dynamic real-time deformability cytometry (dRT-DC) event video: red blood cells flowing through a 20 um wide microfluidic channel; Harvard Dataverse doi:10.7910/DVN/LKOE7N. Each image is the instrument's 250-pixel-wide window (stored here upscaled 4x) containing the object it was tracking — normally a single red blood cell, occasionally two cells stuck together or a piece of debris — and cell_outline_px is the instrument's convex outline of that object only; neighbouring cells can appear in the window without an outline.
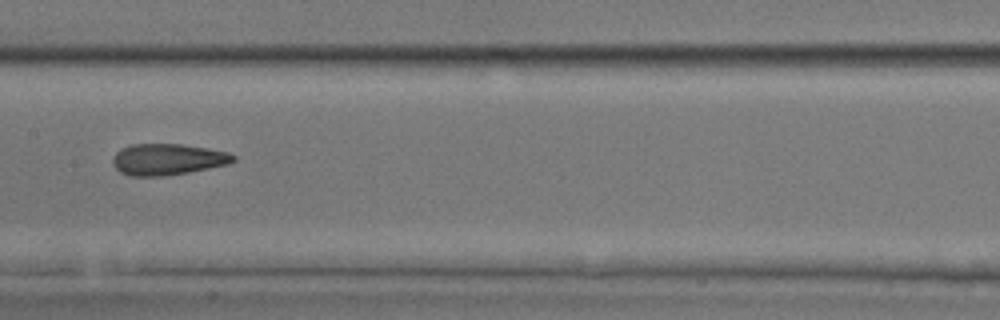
{"species": "common noctule bat (a hibernating species)", "species_latin": "Nyctalus noctula", "temperature_condition": "room temperature", "stored_images_in_passage": 23, "camera_frame_rate_fps": 3000, "um_per_image_px": 0.085, "animal": {"sex": "male", "body_mass_g": 17.9, "forearm_length_mm": 54.2}, "frame": {"image": 1, "passage_image": 12, "time_ms": 3.667, "image_size_px": [1000, 320], "cell_outline_px": [[236, 160], [228, 164], [188, 172], [160, 176], [132, 176], [120, 172], [112, 164], [112, 156], [120, 148], [132, 144], [180, 144], [208, 148], [228, 152], [236, 156]], "centroid_in_image_um": [14.22, 13.54], "position_along_channel_um": 193.2, "area_um2": 22.02}}
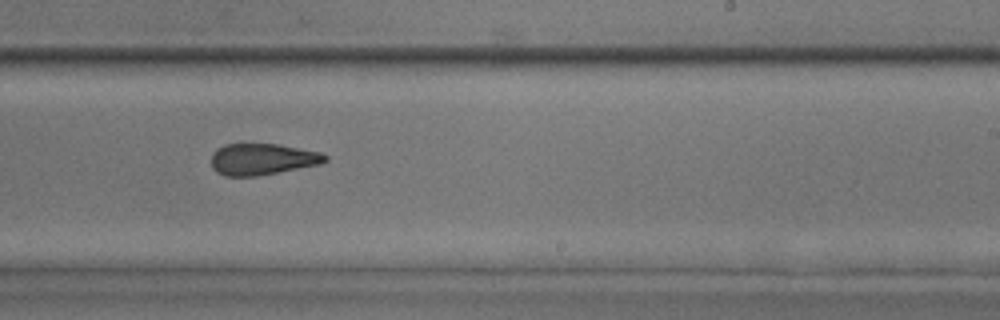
{"frame": {"image": 2, "passage_image": 17, "time_ms": 5.333, "image_size_px": [1000, 320], "cell_outline_px": [[328, 160], [320, 164], [256, 176], [224, 176], [216, 172], [212, 168], [212, 152], [216, 148], [224, 144], [276, 144], [320, 152], [328, 156]], "centroid_in_image_um": [22.26, 13.53], "position_along_channel_um": 266.7, "area_um2": 20.81}}
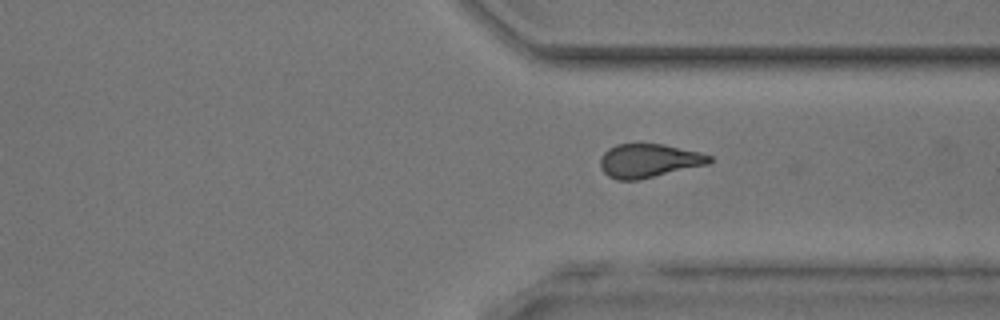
{"frame": {"image": 3, "passage_image": 23, "time_ms": 7.333, "image_size_px": [1000, 320], "cell_outline_px": [[712, 160], [708, 164], [636, 180], [616, 180], [608, 176], [600, 168], [600, 156], [608, 148], [616, 144], [664, 144], [700, 152], [712, 156]], "centroid_in_image_um": [55.11, 13.65], "position_along_channel_um": 356.3, "area_um2": 21.39}}